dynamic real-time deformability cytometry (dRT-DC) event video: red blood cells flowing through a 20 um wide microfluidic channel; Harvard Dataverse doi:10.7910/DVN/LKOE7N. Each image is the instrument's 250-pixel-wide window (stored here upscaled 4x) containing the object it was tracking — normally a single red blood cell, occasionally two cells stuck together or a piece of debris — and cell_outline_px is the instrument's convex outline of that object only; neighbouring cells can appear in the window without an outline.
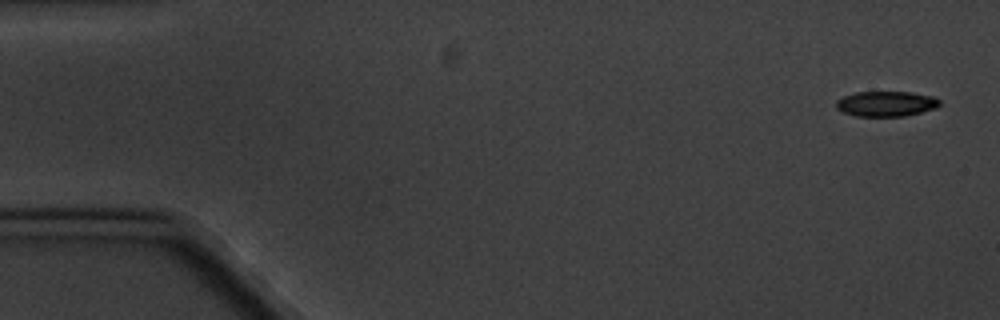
{"species": "common noctule bat (a hibernating species)", "species_latin": "Nyctalus noctula", "temperature_condition": "cold", "stored_images_in_passage": 5, "camera_frame_rate_fps": 3000, "um_per_image_px": 0.085, "animal": {"sex": "male", "body_mass_g": 20.1, "forearm_length_mm": 53.5}, "frame": {"image": 1, "passage_image": 1, "time_ms": 0.0, "image_size_px": [1000, 320], "cell_outline_px": [[940, 104], [936, 108], [904, 116], [856, 116], [844, 112], [836, 108], [836, 100], [844, 96], [856, 92], [912, 92], [932, 96], [940, 100]], "centroid_in_image_um": [75.32, 8.81], "position_along_channel_um": 9.7, "area_um2": 15.14}}
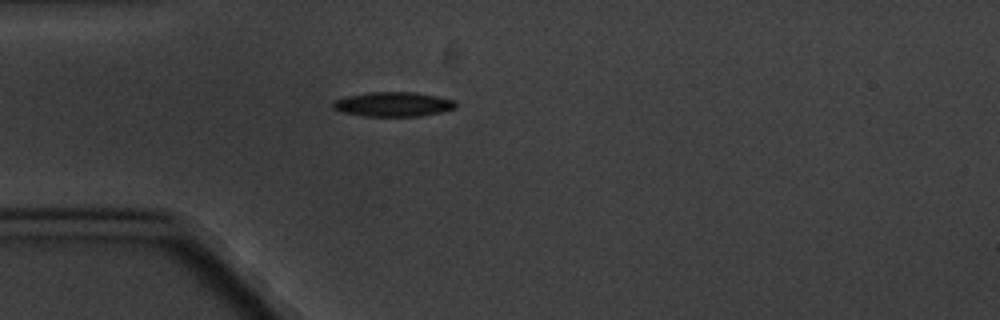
{"frame": {"image": 2, "passage_image": 5, "time_ms": 4.667, "image_size_px": [1000, 320], "cell_outline_px": [[456, 108], [440, 112], [420, 116], [364, 116], [344, 112], [332, 108], [332, 100], [344, 96], [368, 92], [416, 92], [456, 100]], "centroid_in_image_um": [33.4, 8.85], "position_along_channel_um": 51.6, "area_um2": 17.69}}